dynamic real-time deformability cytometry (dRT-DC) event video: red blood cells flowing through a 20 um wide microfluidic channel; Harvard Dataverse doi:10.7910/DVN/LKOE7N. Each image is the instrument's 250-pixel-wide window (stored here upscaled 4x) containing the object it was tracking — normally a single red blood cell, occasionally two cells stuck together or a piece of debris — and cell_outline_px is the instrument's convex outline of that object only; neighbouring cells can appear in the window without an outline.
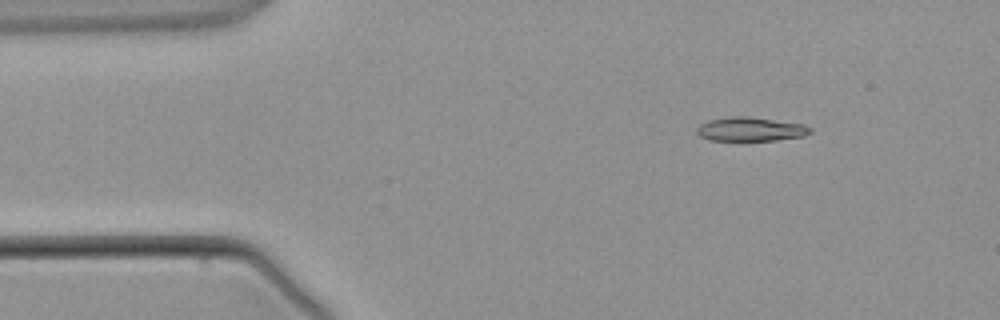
{"species": "common noctule bat (a hibernating species)", "species_latin": "Nyctalus noctula", "temperature_condition": "warm", "stored_images_in_passage": 4, "camera_frame_rate_fps": 3000, "um_per_image_px": 0.085, "animal": {"sex": "male", "body_mass_g": 21.5, "forearm_length_mm": 52.0}, "frame": {"image": 1, "passage_image": 2, "time_ms": 1.333, "image_size_px": [1000, 320], "cell_outline_px": [[812, 132], [804, 136], [776, 140], [708, 140], [700, 136], [696, 132], [696, 128], [700, 124], [708, 120], [732, 116], [748, 116], [804, 124], [812, 128]], "centroid_in_image_um": [63.8, 10.97], "position_along_channel_um": 21.2, "area_um2": 15.9}}
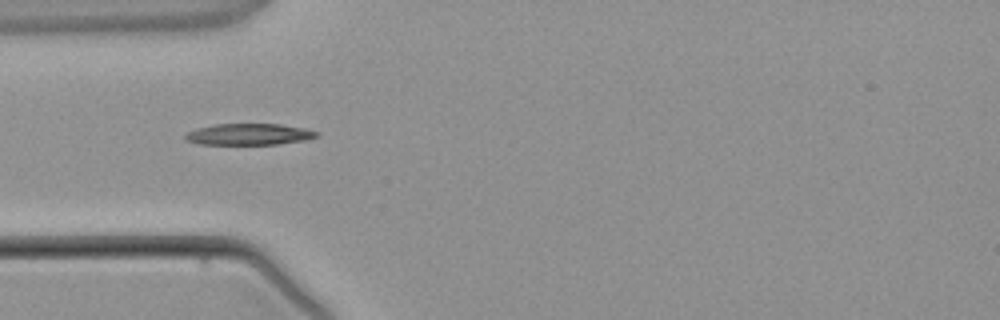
{"frame": {"image": 2, "passage_image": 4, "time_ms": 3.667, "image_size_px": [1000, 320], "cell_outline_px": [[320, 136], [304, 140], [276, 144], [196, 144], [184, 140], [184, 136], [188, 132], [196, 128], [216, 124], [280, 124], [304, 128], [320, 132]], "centroid_in_image_um": [21.15, 11.41], "position_along_channel_um": 63.8, "area_um2": 16.42}}